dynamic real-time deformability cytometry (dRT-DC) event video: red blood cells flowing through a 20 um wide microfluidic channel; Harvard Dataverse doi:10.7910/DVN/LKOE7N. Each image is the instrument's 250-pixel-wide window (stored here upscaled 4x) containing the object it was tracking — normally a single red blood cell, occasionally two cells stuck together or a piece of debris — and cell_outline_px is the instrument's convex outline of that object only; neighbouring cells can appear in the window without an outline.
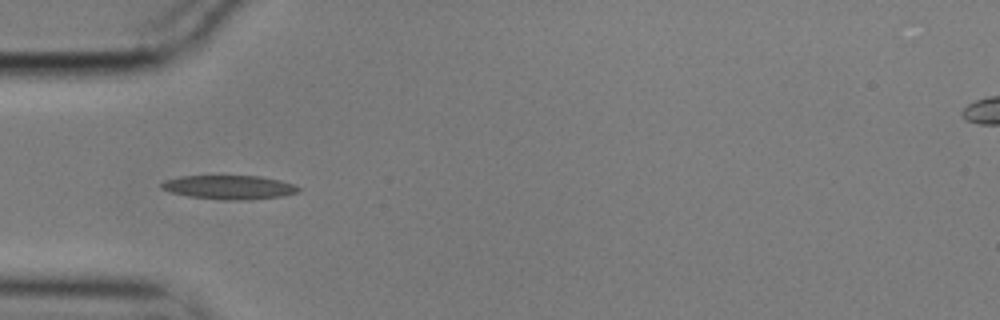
{"species": "common noctule bat (a hibernating species)", "species_latin": "Nyctalus noctula", "temperature_condition": "cold", "stored_images_in_passage": 40, "camera_frame_rate_fps": 3000, "um_per_image_px": 0.085, "animal": {"sex": "male", "body_mass_g": 17.9}, "frame": {"image": 1, "passage_image": 1, "time_ms": 0.0, "image_size_px": [1000, 320], "cell_outline_px": [[300, 188], [296, 192], [280, 196], [248, 200], [224, 200], [188, 196], [172, 192], [160, 188], [160, 184], [164, 180], [180, 176], [260, 176], [280, 180], [292, 184]], "centroid_in_image_um": [19.43, 15.91], "position_along_channel_um": 65.6, "area_um2": 18.96}}
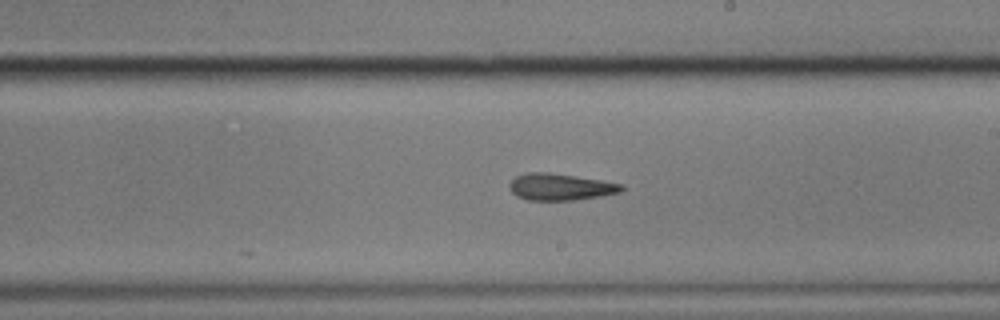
{"frame": {"image": 2, "passage_image": 16, "time_ms": 5.0, "image_size_px": [1000, 320], "cell_outline_px": [[624, 188], [620, 192], [600, 196], [572, 200], [528, 200], [516, 196], [512, 192], [508, 184], [516, 176], [524, 172], [548, 172], [600, 180], [624, 184]], "centroid_in_image_um": [47.6, 15.88], "position_along_channel_um": 241.4, "area_um2": 17.4}}
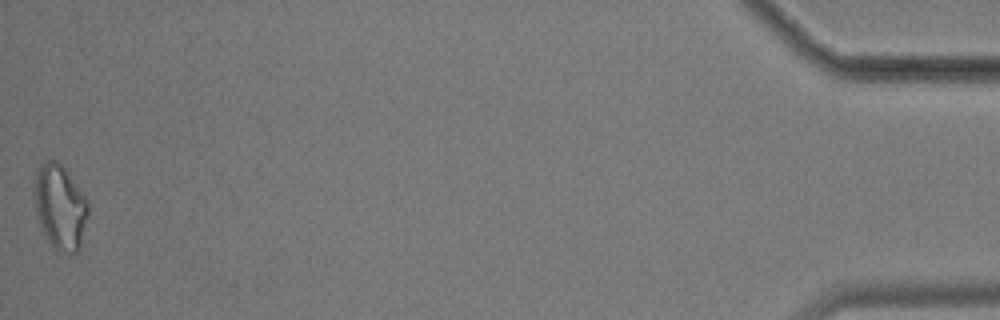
{"frame": {"image": 3, "passage_image": 40, "time_ms": 13.0, "image_size_px": [1000, 320], "cell_outline_px": [[88, 216], [80, 252], [56, 252], [48, 240], [40, 224], [36, 212], [36, 172], [48, 160], [56, 160], [64, 168], [88, 200]], "centroid_in_image_um": [5.16, 17.66], "position_along_channel_um": 430.0, "area_um2": 26.13}, "authors_computed_cell_mechanics": {"area_um2": 18.0914, "velocity_mm_per_s": 3.5191, "shape_relaxation_time_tau1_ms": 8.6338, "shape_relaxation_time_tau2_ms": 3.5571, "deformation_change_tau1": 0.1802, "deformation_change_tau2": 0.1303}}